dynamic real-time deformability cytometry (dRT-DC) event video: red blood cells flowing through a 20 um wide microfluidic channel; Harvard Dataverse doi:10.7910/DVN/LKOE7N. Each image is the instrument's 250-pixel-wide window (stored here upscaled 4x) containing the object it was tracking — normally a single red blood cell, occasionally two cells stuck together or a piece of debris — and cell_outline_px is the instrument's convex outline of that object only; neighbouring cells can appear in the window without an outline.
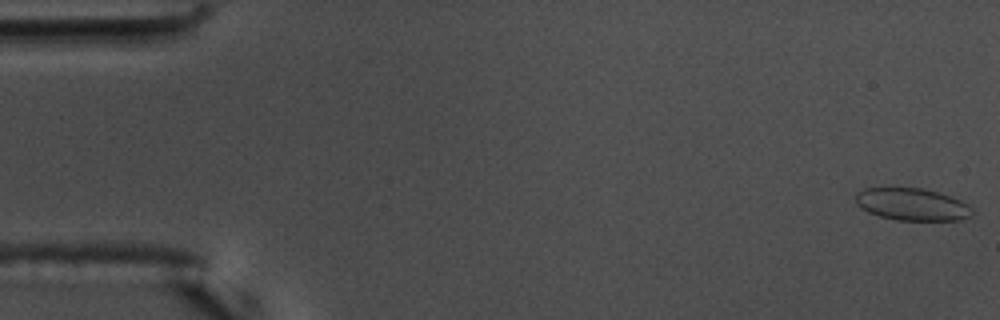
{"species": "common noctule bat (a hibernating species)", "species_latin": "Nyctalus noctula", "temperature_condition": "warm", "stored_images_in_passage": 57, "camera_frame_rate_fps": 3000, "um_per_image_px": 0.085, "animal": {"sex": "male", "body_mass_g": 17.5, "forearm_length_mm": 52.3}, "frame": {"image": 1, "passage_image": 2, "time_ms": 0.333, "image_size_px": [1000, 320], "cell_outline_px": [[960, 216], [948, 220], [908, 220], [884, 216], [872, 212], [864, 208], [872, 188], [912, 188], [932, 192], [956, 200]], "centroid_in_image_um": [77.48, 17.38], "position_along_channel_um": 7.5, "area_um2": 17.74}}
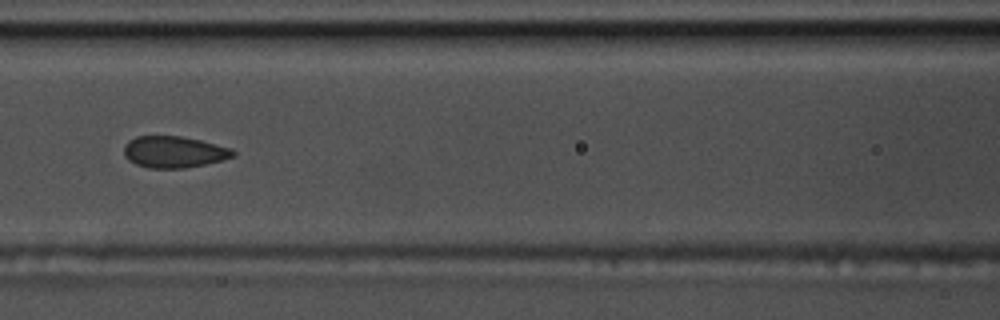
{"frame": {"image": 2, "passage_image": 26, "time_ms": 8.333, "image_size_px": [1000, 320], "cell_outline_px": [[232, 156], [200, 164], [176, 168], [156, 168], [140, 164], [132, 160], [124, 152], [124, 148], [132, 140], [140, 136], [176, 136], [196, 140], [224, 148], [232, 152]], "centroid_in_image_um": [14.69, 12.9], "position_along_channel_um": 151.9, "area_um2": 18.21}}
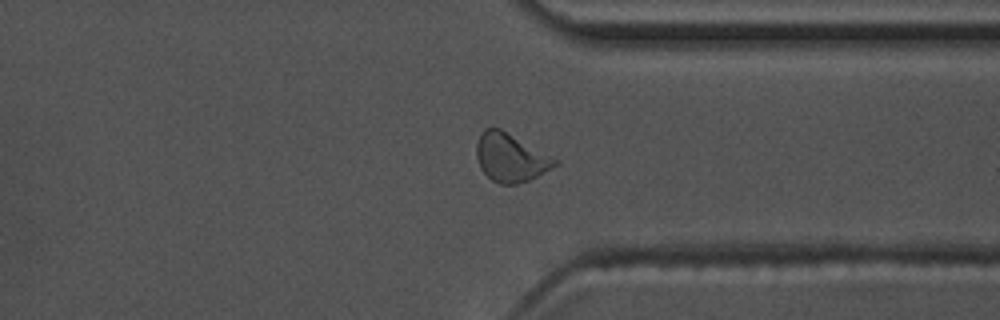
{"frame": {"image": 3, "passage_image": 44, "time_ms": 14.333, "image_size_px": [1000, 320], "cell_outline_px": [[544, 168], [540, 172], [524, 180], [508, 184], [496, 180], [488, 176], [484, 172], [480, 164], [480, 136], [488, 128], [496, 128], [504, 132]], "centroid_in_image_um": [42.97, 13.45], "position_along_channel_um": 368.4, "area_um2": 16.36}, "authors_computed_cell_mechanics": {"area_um2": 17.7446, "velocity_mm_per_s": 3.6295, "shape_relaxation_time_tau1_ms": null, "shape_relaxation_time_tau2_ms": 0.7203, "deformation_change_tau1": null, "deformation_change_tau2": 0.0475}}